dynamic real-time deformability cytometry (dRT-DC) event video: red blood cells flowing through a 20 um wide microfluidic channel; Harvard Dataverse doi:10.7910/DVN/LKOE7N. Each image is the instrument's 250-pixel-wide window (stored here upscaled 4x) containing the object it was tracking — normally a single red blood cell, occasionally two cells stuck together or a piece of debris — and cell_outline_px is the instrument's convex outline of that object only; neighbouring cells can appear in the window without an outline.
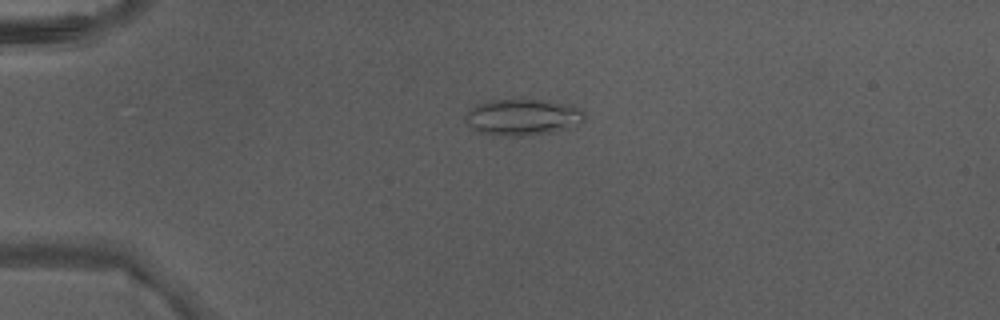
{"species": "Egyptian fruit bat (a non-hibernating species)", "species_latin": "Rousettus aegyptiacus", "temperature_condition": "warm", "stored_images_in_passage": 3, "camera_frame_rate_fps": 3000, "um_per_image_px": 0.085, "animal": {"sex": "male"}, "frame": {"image": 1, "passage_image": 2, "time_ms": 0.333, "image_size_px": [1000, 320], "cell_outline_px": [[584, 116], [572, 128], [552, 132], [520, 136], [508, 136], [480, 132], [468, 124], [464, 120], [464, 116], [472, 108], [480, 104], [492, 100], [552, 100], [580, 108], [584, 112]], "centroid_in_image_um": [44.45, 9.96], "position_along_channel_um": 40.6, "area_um2": 24.85}}